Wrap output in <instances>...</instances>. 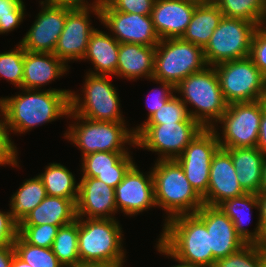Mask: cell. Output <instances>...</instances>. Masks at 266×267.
Instances as JSON below:
<instances>
[{
	"mask_svg": "<svg viewBox=\"0 0 266 267\" xmlns=\"http://www.w3.org/2000/svg\"><path fill=\"white\" fill-rule=\"evenodd\" d=\"M224 17L240 18L262 26L266 16V0H215Z\"/></svg>",
	"mask_w": 266,
	"mask_h": 267,
	"instance_id": "d6a6232c",
	"label": "cell"
},
{
	"mask_svg": "<svg viewBox=\"0 0 266 267\" xmlns=\"http://www.w3.org/2000/svg\"><path fill=\"white\" fill-rule=\"evenodd\" d=\"M20 89L22 92L15 96L0 98V110L11 133L20 135L45 123L68 117L71 90Z\"/></svg>",
	"mask_w": 266,
	"mask_h": 267,
	"instance_id": "6da1fadb",
	"label": "cell"
},
{
	"mask_svg": "<svg viewBox=\"0 0 266 267\" xmlns=\"http://www.w3.org/2000/svg\"><path fill=\"white\" fill-rule=\"evenodd\" d=\"M39 4L41 10L19 43L29 52L54 53L65 26L67 8L48 0H41Z\"/></svg>",
	"mask_w": 266,
	"mask_h": 267,
	"instance_id": "9a60e30c",
	"label": "cell"
},
{
	"mask_svg": "<svg viewBox=\"0 0 266 267\" xmlns=\"http://www.w3.org/2000/svg\"><path fill=\"white\" fill-rule=\"evenodd\" d=\"M222 18L223 13L215 3L196 5L181 38L204 49Z\"/></svg>",
	"mask_w": 266,
	"mask_h": 267,
	"instance_id": "f1b7e54d",
	"label": "cell"
},
{
	"mask_svg": "<svg viewBox=\"0 0 266 267\" xmlns=\"http://www.w3.org/2000/svg\"><path fill=\"white\" fill-rule=\"evenodd\" d=\"M68 118L74 122L69 124L64 138L80 149L82 157L99 151L131 152L127 145L136 148V132L126 122L94 121L72 111Z\"/></svg>",
	"mask_w": 266,
	"mask_h": 267,
	"instance_id": "3957f363",
	"label": "cell"
},
{
	"mask_svg": "<svg viewBox=\"0 0 266 267\" xmlns=\"http://www.w3.org/2000/svg\"><path fill=\"white\" fill-rule=\"evenodd\" d=\"M262 26L266 29V16H265V19H264V22H263Z\"/></svg>",
	"mask_w": 266,
	"mask_h": 267,
	"instance_id": "6f0895ef",
	"label": "cell"
},
{
	"mask_svg": "<svg viewBox=\"0 0 266 267\" xmlns=\"http://www.w3.org/2000/svg\"><path fill=\"white\" fill-rule=\"evenodd\" d=\"M233 222L236 232L246 243H260L266 239L260 224V208L258 194L245 193L239 197L228 199L218 206ZM253 209H257L256 228L249 230L248 225Z\"/></svg>",
	"mask_w": 266,
	"mask_h": 267,
	"instance_id": "cb8c5ba5",
	"label": "cell"
},
{
	"mask_svg": "<svg viewBox=\"0 0 266 267\" xmlns=\"http://www.w3.org/2000/svg\"><path fill=\"white\" fill-rule=\"evenodd\" d=\"M264 81H263V96L262 100L266 102V74L263 75Z\"/></svg>",
	"mask_w": 266,
	"mask_h": 267,
	"instance_id": "9f6ffc18",
	"label": "cell"
},
{
	"mask_svg": "<svg viewBox=\"0 0 266 267\" xmlns=\"http://www.w3.org/2000/svg\"><path fill=\"white\" fill-rule=\"evenodd\" d=\"M11 267H32L23 260H21L15 253L12 259Z\"/></svg>",
	"mask_w": 266,
	"mask_h": 267,
	"instance_id": "f5cc1de1",
	"label": "cell"
},
{
	"mask_svg": "<svg viewBox=\"0 0 266 267\" xmlns=\"http://www.w3.org/2000/svg\"><path fill=\"white\" fill-rule=\"evenodd\" d=\"M46 196V189L38 175L25 179L9 201L11 217L19 224Z\"/></svg>",
	"mask_w": 266,
	"mask_h": 267,
	"instance_id": "4dcf8cb0",
	"label": "cell"
},
{
	"mask_svg": "<svg viewBox=\"0 0 266 267\" xmlns=\"http://www.w3.org/2000/svg\"><path fill=\"white\" fill-rule=\"evenodd\" d=\"M231 156L237 179L246 193H260L265 154L257 147L226 148Z\"/></svg>",
	"mask_w": 266,
	"mask_h": 267,
	"instance_id": "4316f807",
	"label": "cell"
},
{
	"mask_svg": "<svg viewBox=\"0 0 266 267\" xmlns=\"http://www.w3.org/2000/svg\"><path fill=\"white\" fill-rule=\"evenodd\" d=\"M256 28L253 22L223 16L209 43L203 49L207 65L215 66L248 57Z\"/></svg>",
	"mask_w": 266,
	"mask_h": 267,
	"instance_id": "8fae6325",
	"label": "cell"
},
{
	"mask_svg": "<svg viewBox=\"0 0 266 267\" xmlns=\"http://www.w3.org/2000/svg\"><path fill=\"white\" fill-rule=\"evenodd\" d=\"M213 267H262L258 245L247 243L238 251L215 261Z\"/></svg>",
	"mask_w": 266,
	"mask_h": 267,
	"instance_id": "74e56055",
	"label": "cell"
},
{
	"mask_svg": "<svg viewBox=\"0 0 266 267\" xmlns=\"http://www.w3.org/2000/svg\"><path fill=\"white\" fill-rule=\"evenodd\" d=\"M50 3L69 9H97L101 10L107 0H94L89 3L87 0H48Z\"/></svg>",
	"mask_w": 266,
	"mask_h": 267,
	"instance_id": "f6af8a7d",
	"label": "cell"
},
{
	"mask_svg": "<svg viewBox=\"0 0 266 267\" xmlns=\"http://www.w3.org/2000/svg\"><path fill=\"white\" fill-rule=\"evenodd\" d=\"M38 177L46 189L47 196L68 198L76 204L79 182L76 183L75 175L66 166L49 163Z\"/></svg>",
	"mask_w": 266,
	"mask_h": 267,
	"instance_id": "f546056e",
	"label": "cell"
},
{
	"mask_svg": "<svg viewBox=\"0 0 266 267\" xmlns=\"http://www.w3.org/2000/svg\"><path fill=\"white\" fill-rule=\"evenodd\" d=\"M76 218V204L71 199L46 196L18 225L51 224L61 227Z\"/></svg>",
	"mask_w": 266,
	"mask_h": 267,
	"instance_id": "83f0119b",
	"label": "cell"
},
{
	"mask_svg": "<svg viewBox=\"0 0 266 267\" xmlns=\"http://www.w3.org/2000/svg\"><path fill=\"white\" fill-rule=\"evenodd\" d=\"M100 22L119 43L156 47L160 41L151 15L115 11L106 3L101 9Z\"/></svg>",
	"mask_w": 266,
	"mask_h": 267,
	"instance_id": "2e32d148",
	"label": "cell"
},
{
	"mask_svg": "<svg viewBox=\"0 0 266 267\" xmlns=\"http://www.w3.org/2000/svg\"><path fill=\"white\" fill-rule=\"evenodd\" d=\"M25 49L19 43L14 49L0 53V77L16 88L22 87Z\"/></svg>",
	"mask_w": 266,
	"mask_h": 267,
	"instance_id": "e575fe53",
	"label": "cell"
},
{
	"mask_svg": "<svg viewBox=\"0 0 266 267\" xmlns=\"http://www.w3.org/2000/svg\"><path fill=\"white\" fill-rule=\"evenodd\" d=\"M68 267H114L108 264H101V263H77L75 265L72 266H68Z\"/></svg>",
	"mask_w": 266,
	"mask_h": 267,
	"instance_id": "816d5d0a",
	"label": "cell"
},
{
	"mask_svg": "<svg viewBox=\"0 0 266 267\" xmlns=\"http://www.w3.org/2000/svg\"><path fill=\"white\" fill-rule=\"evenodd\" d=\"M114 188L94 177L79 180L76 216L90 219H116Z\"/></svg>",
	"mask_w": 266,
	"mask_h": 267,
	"instance_id": "ffe728a7",
	"label": "cell"
},
{
	"mask_svg": "<svg viewBox=\"0 0 266 267\" xmlns=\"http://www.w3.org/2000/svg\"><path fill=\"white\" fill-rule=\"evenodd\" d=\"M155 0H107V4L115 11L151 15Z\"/></svg>",
	"mask_w": 266,
	"mask_h": 267,
	"instance_id": "7bdbcfd3",
	"label": "cell"
},
{
	"mask_svg": "<svg viewBox=\"0 0 266 267\" xmlns=\"http://www.w3.org/2000/svg\"><path fill=\"white\" fill-rule=\"evenodd\" d=\"M176 93L187 106L190 116L204 128H212L228 106L214 66L208 65L190 74L175 86Z\"/></svg>",
	"mask_w": 266,
	"mask_h": 267,
	"instance_id": "8992f818",
	"label": "cell"
},
{
	"mask_svg": "<svg viewBox=\"0 0 266 267\" xmlns=\"http://www.w3.org/2000/svg\"><path fill=\"white\" fill-rule=\"evenodd\" d=\"M236 174L230 154L219 148L211 160L208 190L202 198L203 204L218 207L228 199L245 194Z\"/></svg>",
	"mask_w": 266,
	"mask_h": 267,
	"instance_id": "d6986e66",
	"label": "cell"
},
{
	"mask_svg": "<svg viewBox=\"0 0 266 267\" xmlns=\"http://www.w3.org/2000/svg\"><path fill=\"white\" fill-rule=\"evenodd\" d=\"M157 242V244H156V249H157V252H159L160 254H162V255H164V256H166V257H168V259H169V257L171 258V259H173L175 262H177L178 264L176 265H172V266H170V267H197V266H194V265H191V264H188V263H186V262H183V261H181V260H179V259H177L175 256H173L159 241H156Z\"/></svg>",
	"mask_w": 266,
	"mask_h": 267,
	"instance_id": "c3c4849f",
	"label": "cell"
},
{
	"mask_svg": "<svg viewBox=\"0 0 266 267\" xmlns=\"http://www.w3.org/2000/svg\"><path fill=\"white\" fill-rule=\"evenodd\" d=\"M15 254L32 267H64L52 248H43L26 243L19 235L13 243Z\"/></svg>",
	"mask_w": 266,
	"mask_h": 267,
	"instance_id": "836d02e7",
	"label": "cell"
},
{
	"mask_svg": "<svg viewBox=\"0 0 266 267\" xmlns=\"http://www.w3.org/2000/svg\"><path fill=\"white\" fill-rule=\"evenodd\" d=\"M59 227L57 225H18V235L28 244L51 248Z\"/></svg>",
	"mask_w": 266,
	"mask_h": 267,
	"instance_id": "8d00e7d4",
	"label": "cell"
},
{
	"mask_svg": "<svg viewBox=\"0 0 266 267\" xmlns=\"http://www.w3.org/2000/svg\"><path fill=\"white\" fill-rule=\"evenodd\" d=\"M158 241L177 259L197 267H213L205 224L195 214H182L165 222Z\"/></svg>",
	"mask_w": 266,
	"mask_h": 267,
	"instance_id": "7a4b0ae2",
	"label": "cell"
},
{
	"mask_svg": "<svg viewBox=\"0 0 266 267\" xmlns=\"http://www.w3.org/2000/svg\"><path fill=\"white\" fill-rule=\"evenodd\" d=\"M186 1L193 2L197 5L215 3V0H186Z\"/></svg>",
	"mask_w": 266,
	"mask_h": 267,
	"instance_id": "11a10c76",
	"label": "cell"
},
{
	"mask_svg": "<svg viewBox=\"0 0 266 267\" xmlns=\"http://www.w3.org/2000/svg\"><path fill=\"white\" fill-rule=\"evenodd\" d=\"M69 68L54 53L29 52L25 50L21 88L40 90L57 78L64 76L66 72H69Z\"/></svg>",
	"mask_w": 266,
	"mask_h": 267,
	"instance_id": "603a6c76",
	"label": "cell"
},
{
	"mask_svg": "<svg viewBox=\"0 0 266 267\" xmlns=\"http://www.w3.org/2000/svg\"><path fill=\"white\" fill-rule=\"evenodd\" d=\"M260 193H266V155H265V161L263 166V174H262V182L260 186Z\"/></svg>",
	"mask_w": 266,
	"mask_h": 267,
	"instance_id": "db71d44e",
	"label": "cell"
},
{
	"mask_svg": "<svg viewBox=\"0 0 266 267\" xmlns=\"http://www.w3.org/2000/svg\"><path fill=\"white\" fill-rule=\"evenodd\" d=\"M155 47L134 43H120L115 76L136 81L152 79L154 75Z\"/></svg>",
	"mask_w": 266,
	"mask_h": 267,
	"instance_id": "d4e9b609",
	"label": "cell"
},
{
	"mask_svg": "<svg viewBox=\"0 0 266 267\" xmlns=\"http://www.w3.org/2000/svg\"><path fill=\"white\" fill-rule=\"evenodd\" d=\"M79 217L72 223L59 227L53 241L52 251L64 266L80 263L78 255Z\"/></svg>",
	"mask_w": 266,
	"mask_h": 267,
	"instance_id": "1f68e13d",
	"label": "cell"
},
{
	"mask_svg": "<svg viewBox=\"0 0 266 267\" xmlns=\"http://www.w3.org/2000/svg\"><path fill=\"white\" fill-rule=\"evenodd\" d=\"M123 229L117 219L79 217L78 255L80 262L123 267L126 249Z\"/></svg>",
	"mask_w": 266,
	"mask_h": 267,
	"instance_id": "5b68a950",
	"label": "cell"
},
{
	"mask_svg": "<svg viewBox=\"0 0 266 267\" xmlns=\"http://www.w3.org/2000/svg\"><path fill=\"white\" fill-rule=\"evenodd\" d=\"M214 68L228 105L262 99L264 77L249 56L217 64Z\"/></svg>",
	"mask_w": 266,
	"mask_h": 267,
	"instance_id": "7c38bea8",
	"label": "cell"
},
{
	"mask_svg": "<svg viewBox=\"0 0 266 267\" xmlns=\"http://www.w3.org/2000/svg\"><path fill=\"white\" fill-rule=\"evenodd\" d=\"M219 148L214 130L204 128L176 159L192 188L201 198L207 194L211 160Z\"/></svg>",
	"mask_w": 266,
	"mask_h": 267,
	"instance_id": "4fadbf2b",
	"label": "cell"
},
{
	"mask_svg": "<svg viewBox=\"0 0 266 267\" xmlns=\"http://www.w3.org/2000/svg\"><path fill=\"white\" fill-rule=\"evenodd\" d=\"M25 12L23 0H0V34L18 28L27 16Z\"/></svg>",
	"mask_w": 266,
	"mask_h": 267,
	"instance_id": "f35d334b",
	"label": "cell"
},
{
	"mask_svg": "<svg viewBox=\"0 0 266 267\" xmlns=\"http://www.w3.org/2000/svg\"><path fill=\"white\" fill-rule=\"evenodd\" d=\"M109 77L86 72L82 94L70 93V111L94 121L125 122L119 94Z\"/></svg>",
	"mask_w": 266,
	"mask_h": 267,
	"instance_id": "52a82bcc",
	"label": "cell"
},
{
	"mask_svg": "<svg viewBox=\"0 0 266 267\" xmlns=\"http://www.w3.org/2000/svg\"><path fill=\"white\" fill-rule=\"evenodd\" d=\"M14 253L13 245L0 246V267H11Z\"/></svg>",
	"mask_w": 266,
	"mask_h": 267,
	"instance_id": "7dc6e473",
	"label": "cell"
},
{
	"mask_svg": "<svg viewBox=\"0 0 266 267\" xmlns=\"http://www.w3.org/2000/svg\"><path fill=\"white\" fill-rule=\"evenodd\" d=\"M18 235V223L11 217L10 211L0 210V246L13 245Z\"/></svg>",
	"mask_w": 266,
	"mask_h": 267,
	"instance_id": "ee69618b",
	"label": "cell"
},
{
	"mask_svg": "<svg viewBox=\"0 0 266 267\" xmlns=\"http://www.w3.org/2000/svg\"><path fill=\"white\" fill-rule=\"evenodd\" d=\"M153 83L160 84L159 88H153L151 91V96H147L145 104L146 108L148 109L147 119L144 122L140 123L139 126L132 127L133 130L136 132L151 116L154 115L156 111L160 109V107L164 106L166 102L175 94V86L169 82L158 81L154 79H150ZM155 81V82H154ZM159 89V90H158Z\"/></svg>",
	"mask_w": 266,
	"mask_h": 267,
	"instance_id": "60d3db41",
	"label": "cell"
},
{
	"mask_svg": "<svg viewBox=\"0 0 266 267\" xmlns=\"http://www.w3.org/2000/svg\"><path fill=\"white\" fill-rule=\"evenodd\" d=\"M257 245L262 260V267H266V239L260 243H257Z\"/></svg>",
	"mask_w": 266,
	"mask_h": 267,
	"instance_id": "f907efd6",
	"label": "cell"
},
{
	"mask_svg": "<svg viewBox=\"0 0 266 267\" xmlns=\"http://www.w3.org/2000/svg\"><path fill=\"white\" fill-rule=\"evenodd\" d=\"M185 120H194L187 106L178 95L172 96L164 106L160 107L143 125H162L166 123H180Z\"/></svg>",
	"mask_w": 266,
	"mask_h": 267,
	"instance_id": "d590c367",
	"label": "cell"
},
{
	"mask_svg": "<svg viewBox=\"0 0 266 267\" xmlns=\"http://www.w3.org/2000/svg\"><path fill=\"white\" fill-rule=\"evenodd\" d=\"M138 167L135 163L114 188L117 211L128 217L156 206L152 173L145 174Z\"/></svg>",
	"mask_w": 266,
	"mask_h": 267,
	"instance_id": "e0dca14e",
	"label": "cell"
},
{
	"mask_svg": "<svg viewBox=\"0 0 266 267\" xmlns=\"http://www.w3.org/2000/svg\"><path fill=\"white\" fill-rule=\"evenodd\" d=\"M257 148L266 155V102L263 100V114L260 121Z\"/></svg>",
	"mask_w": 266,
	"mask_h": 267,
	"instance_id": "bcb514c9",
	"label": "cell"
},
{
	"mask_svg": "<svg viewBox=\"0 0 266 267\" xmlns=\"http://www.w3.org/2000/svg\"><path fill=\"white\" fill-rule=\"evenodd\" d=\"M120 43L110 34L96 29L90 36L86 53L82 60L91 61V74L115 76L118 66Z\"/></svg>",
	"mask_w": 266,
	"mask_h": 267,
	"instance_id": "484cf974",
	"label": "cell"
},
{
	"mask_svg": "<svg viewBox=\"0 0 266 267\" xmlns=\"http://www.w3.org/2000/svg\"><path fill=\"white\" fill-rule=\"evenodd\" d=\"M260 224L264 235L266 236V193H259Z\"/></svg>",
	"mask_w": 266,
	"mask_h": 267,
	"instance_id": "681fc988",
	"label": "cell"
},
{
	"mask_svg": "<svg viewBox=\"0 0 266 267\" xmlns=\"http://www.w3.org/2000/svg\"><path fill=\"white\" fill-rule=\"evenodd\" d=\"M262 114V99L229 104L225 113L211 128L217 136L220 148L257 147Z\"/></svg>",
	"mask_w": 266,
	"mask_h": 267,
	"instance_id": "9c48e42d",
	"label": "cell"
},
{
	"mask_svg": "<svg viewBox=\"0 0 266 267\" xmlns=\"http://www.w3.org/2000/svg\"><path fill=\"white\" fill-rule=\"evenodd\" d=\"M207 66L202 47L182 38L163 39L155 47L152 79L176 86L190 74Z\"/></svg>",
	"mask_w": 266,
	"mask_h": 267,
	"instance_id": "ba28073f",
	"label": "cell"
},
{
	"mask_svg": "<svg viewBox=\"0 0 266 267\" xmlns=\"http://www.w3.org/2000/svg\"><path fill=\"white\" fill-rule=\"evenodd\" d=\"M150 169L156 207L167 215L163 227L167 220L182 214H194L204 205L176 160H156Z\"/></svg>",
	"mask_w": 266,
	"mask_h": 267,
	"instance_id": "277c9868",
	"label": "cell"
},
{
	"mask_svg": "<svg viewBox=\"0 0 266 267\" xmlns=\"http://www.w3.org/2000/svg\"><path fill=\"white\" fill-rule=\"evenodd\" d=\"M4 114L0 110V166L18 167V150L16 144L11 139Z\"/></svg>",
	"mask_w": 266,
	"mask_h": 267,
	"instance_id": "ab89813d",
	"label": "cell"
},
{
	"mask_svg": "<svg viewBox=\"0 0 266 267\" xmlns=\"http://www.w3.org/2000/svg\"><path fill=\"white\" fill-rule=\"evenodd\" d=\"M203 129L196 120L142 125L136 131V147L155 152L157 160H176Z\"/></svg>",
	"mask_w": 266,
	"mask_h": 267,
	"instance_id": "30bf717a",
	"label": "cell"
},
{
	"mask_svg": "<svg viewBox=\"0 0 266 267\" xmlns=\"http://www.w3.org/2000/svg\"><path fill=\"white\" fill-rule=\"evenodd\" d=\"M206 226L215 261L229 256L247 244L236 232L231 219L219 208L203 205L194 213Z\"/></svg>",
	"mask_w": 266,
	"mask_h": 267,
	"instance_id": "ac0fdd59",
	"label": "cell"
},
{
	"mask_svg": "<svg viewBox=\"0 0 266 267\" xmlns=\"http://www.w3.org/2000/svg\"><path fill=\"white\" fill-rule=\"evenodd\" d=\"M249 57L261 73L266 74V29L263 26L254 31Z\"/></svg>",
	"mask_w": 266,
	"mask_h": 267,
	"instance_id": "b9f144b4",
	"label": "cell"
},
{
	"mask_svg": "<svg viewBox=\"0 0 266 267\" xmlns=\"http://www.w3.org/2000/svg\"><path fill=\"white\" fill-rule=\"evenodd\" d=\"M92 13L101 21V10L67 8L65 26L54 54L69 67L68 62L83 59L90 36L97 29L92 26L90 19Z\"/></svg>",
	"mask_w": 266,
	"mask_h": 267,
	"instance_id": "5bb4252c",
	"label": "cell"
},
{
	"mask_svg": "<svg viewBox=\"0 0 266 267\" xmlns=\"http://www.w3.org/2000/svg\"><path fill=\"white\" fill-rule=\"evenodd\" d=\"M196 5L186 0H155L151 18L160 40L181 38Z\"/></svg>",
	"mask_w": 266,
	"mask_h": 267,
	"instance_id": "7402d4cb",
	"label": "cell"
},
{
	"mask_svg": "<svg viewBox=\"0 0 266 267\" xmlns=\"http://www.w3.org/2000/svg\"><path fill=\"white\" fill-rule=\"evenodd\" d=\"M131 152H95L82 157V177H94L115 188L135 164Z\"/></svg>",
	"mask_w": 266,
	"mask_h": 267,
	"instance_id": "44dd1931",
	"label": "cell"
}]
</instances>
